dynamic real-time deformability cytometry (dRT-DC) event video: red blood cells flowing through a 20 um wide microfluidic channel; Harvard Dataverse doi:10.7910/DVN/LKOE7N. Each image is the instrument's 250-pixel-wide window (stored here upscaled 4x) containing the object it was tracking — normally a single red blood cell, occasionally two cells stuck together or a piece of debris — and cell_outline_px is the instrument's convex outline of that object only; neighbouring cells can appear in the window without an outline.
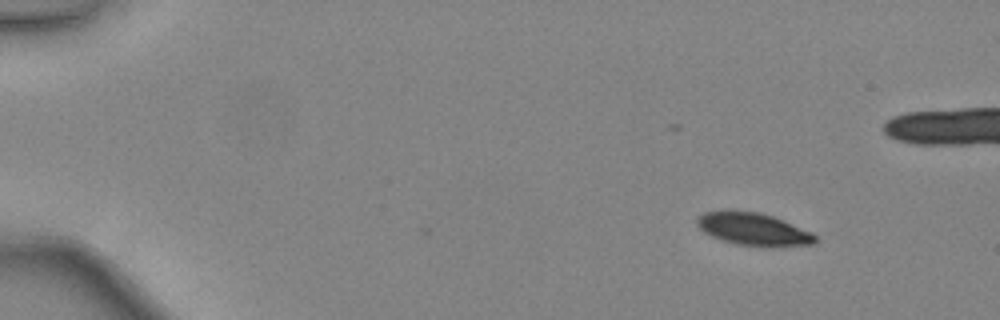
{"species": "common noctule bat (a hibernating species)", "species_latin": "Nyctalus noctula", "temperature_condition": "warm", "stored_images_in_passage": 39, "camera_frame_rate_fps": 3000, "um_per_image_px": 0.085, "animal": {"sex": "female", "body_mass_g": 24.6, "forearm_length_mm": 56.2}, "frame": {"image": 1, "passage_image": 1, "time_ms": 0.0, "image_size_px": [1000, 320], "cell_outline_px": [[816, 244], [768, 248], [764, 248], [736, 244], [712, 236], [704, 232], [696, 224], [696, 220], [704, 212], [720, 208], [760, 212], [784, 220], [812, 232], [816, 236]], "centroid_in_image_um": [64.04, 19.47], "position_along_channel_um": 21.0, "area_um2": 23.18}}
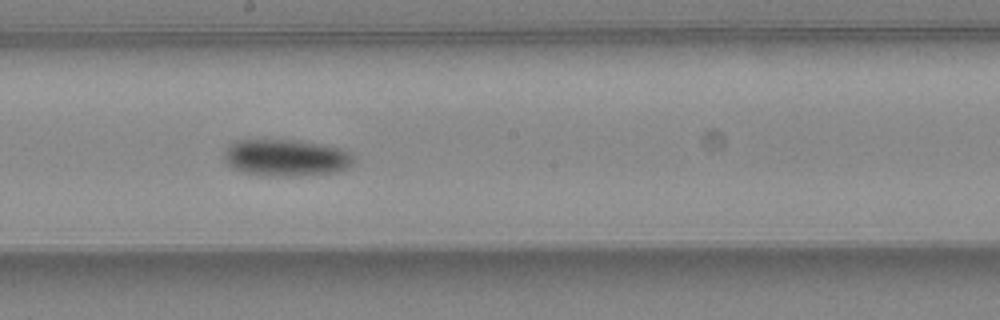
{"frame": {"image": 2, "passage_image": 23, "time_ms": 7.333, "image_size_px": [1000, 320], "cell_outline_px": [[352, 164], [348, 168], [336, 172], [296, 176], [260, 176], [240, 172], [232, 168], [224, 160], [224, 152], [228, 144], [236, 140], [300, 140], [340, 148], [352, 152]], "centroid_in_image_um": [24.27, 13.41], "position_along_channel_um": 223.9, "area_um2": 28.21}}
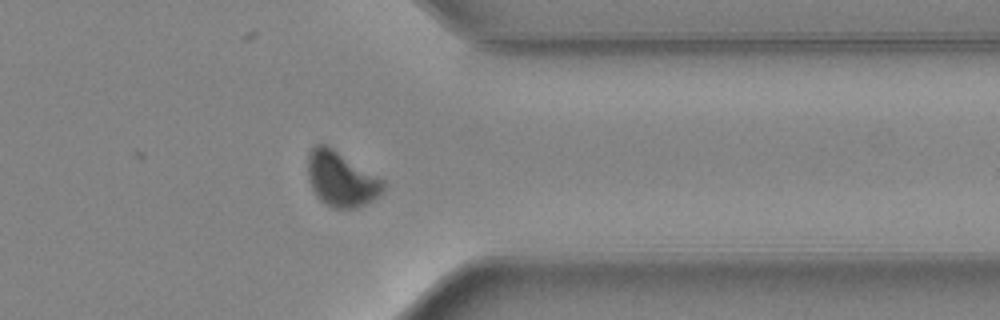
{"frame": {"image": 3, "passage_image": 34, "time_ms": 11.0, "image_size_px": [1000, 320], "cell_outline_px": [[384, 188], [372, 200], [356, 208], [332, 208], [324, 204], [316, 196], [308, 180], [308, 152], [316, 144], [328, 144], [384, 180]], "centroid_in_image_um": [28.96, 15.2], "position_along_channel_um": 382.4, "area_um2": 24.22}, "authors_computed_cell_mechanics": {"area_um2": 25.8944, "velocity_mm_per_s": 4.4344, "shape_relaxation_time_tau1_ms": 2.5424, "shape_relaxation_time_tau2_ms": null, "deformation_change_tau1": 0.0969, "deformation_change_tau2": null}}